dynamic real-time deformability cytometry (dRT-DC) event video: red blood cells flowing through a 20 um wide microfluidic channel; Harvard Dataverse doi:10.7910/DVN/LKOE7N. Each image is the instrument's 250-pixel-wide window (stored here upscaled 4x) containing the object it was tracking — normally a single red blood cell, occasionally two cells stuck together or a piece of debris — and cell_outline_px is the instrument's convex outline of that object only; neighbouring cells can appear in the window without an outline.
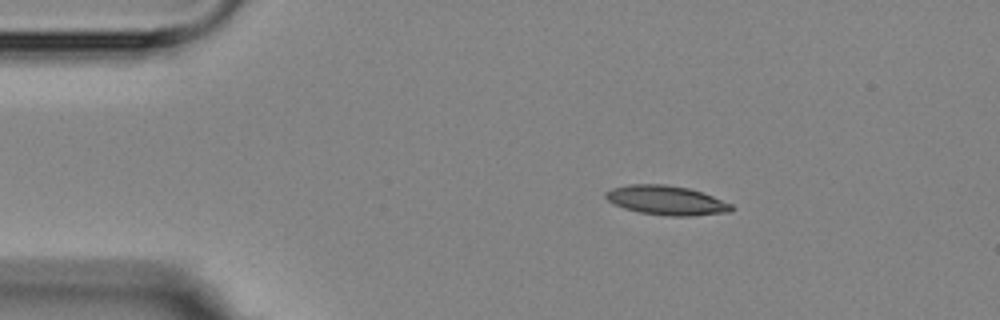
{"species": "Egyptian fruit bat (a non-hibernating species)", "species_latin": "Rousettus aegyptiacus", "temperature_condition": "room temperature", "stored_images_in_passage": 3, "camera_frame_rate_fps": 3000, "um_per_image_px": 0.085, "animal": {"sex": "female"}, "frame": {"image": 1, "passage_image": 1, "time_ms": 0.0, "image_size_px": [1000, 320], "cell_outline_px": [[736, 208], [732, 212], [688, 216], [668, 216], [640, 212], [624, 208], [608, 200], [604, 196], [604, 192], [612, 188], [628, 184], [664, 184], [688, 188], [712, 196], [732, 204]], "centroid_in_image_um": [56.66, 17.03], "position_along_channel_um": 28.3, "area_um2": 21.44}}
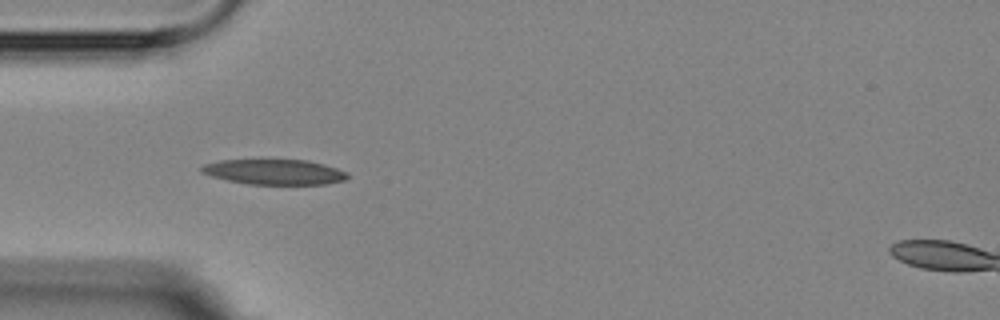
{"frame": {"image": 2, "passage_image": 3, "time_ms": 2.333, "image_size_px": [1000, 320], "cell_outline_px": [[348, 176], [344, 180], [324, 184], [248, 184], [228, 180], [212, 176], [200, 172], [200, 168], [204, 164], [220, 160], [260, 156], [308, 160], [324, 164], [348, 172]], "centroid_in_image_um": [23.26, 14.55], "position_along_channel_um": 61.7, "area_um2": 22.6}}